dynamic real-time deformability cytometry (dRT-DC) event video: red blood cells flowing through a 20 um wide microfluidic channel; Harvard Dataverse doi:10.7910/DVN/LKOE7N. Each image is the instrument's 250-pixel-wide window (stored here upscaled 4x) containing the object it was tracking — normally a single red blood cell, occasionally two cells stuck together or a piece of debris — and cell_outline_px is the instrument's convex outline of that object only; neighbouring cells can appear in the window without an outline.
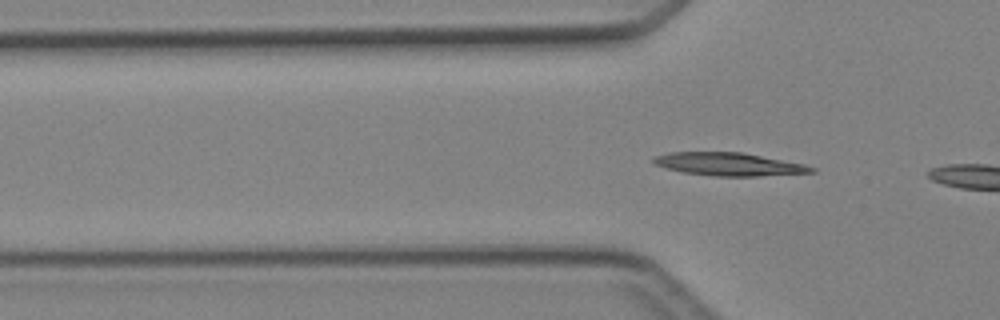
{"species": "Egyptian fruit bat (a non-hibernating species)", "species_latin": "Rousettus aegyptiacus", "temperature_condition": "cold", "stored_images_in_passage": 6, "segment_of_instrument_passage": [2, 2], "camera_frame_rate_fps": 3000, "um_per_image_px": 0.085, "animal": {"sex": "female"}, "frame": {"image": 1, "passage_image": 6, "time_ms": 6.667, "image_size_px": [1000, 320], "cell_outline_px": [[816, 172], [756, 176], [716, 176], [684, 172], [668, 168], [656, 164], [652, 160], [652, 156], [668, 152], [740, 152], [804, 164], [816, 168]], "centroid_in_image_um": [61.95, 13.95], "position_along_channel_um": 63.9, "area_um2": 20.92}}